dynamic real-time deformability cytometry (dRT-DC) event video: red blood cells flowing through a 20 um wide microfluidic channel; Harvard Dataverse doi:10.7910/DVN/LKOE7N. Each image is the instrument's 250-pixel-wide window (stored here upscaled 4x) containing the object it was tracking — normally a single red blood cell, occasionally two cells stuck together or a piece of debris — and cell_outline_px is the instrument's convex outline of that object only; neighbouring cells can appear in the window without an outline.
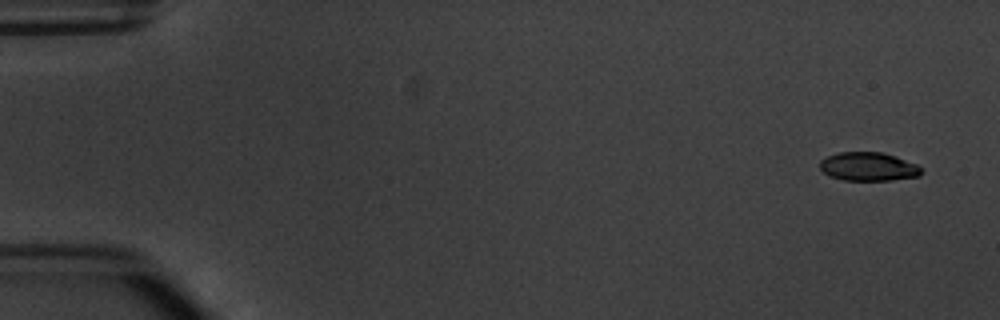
{"species": "common noctule bat (a hibernating species)", "species_latin": "Nyctalus noctula", "temperature_condition": "warm", "stored_images_in_passage": 3, "camera_frame_rate_fps": 3000, "um_per_image_px": 0.085, "animal": {"sex": "male", "body_mass_g": 20.1, "forearm_length_mm": 53.5}, "frame": {"image": 1, "passage_image": 1, "time_ms": 0.0, "image_size_px": [1000, 320], "cell_outline_px": [[924, 172], [920, 176], [892, 180], [844, 180], [832, 176], [824, 172], [820, 168], [820, 160], [836, 152], [884, 152], [896, 156], [916, 164], [924, 168]], "centroid_in_image_um": [73.87, 14.15], "position_along_channel_um": 11.1, "area_um2": 17.05}}